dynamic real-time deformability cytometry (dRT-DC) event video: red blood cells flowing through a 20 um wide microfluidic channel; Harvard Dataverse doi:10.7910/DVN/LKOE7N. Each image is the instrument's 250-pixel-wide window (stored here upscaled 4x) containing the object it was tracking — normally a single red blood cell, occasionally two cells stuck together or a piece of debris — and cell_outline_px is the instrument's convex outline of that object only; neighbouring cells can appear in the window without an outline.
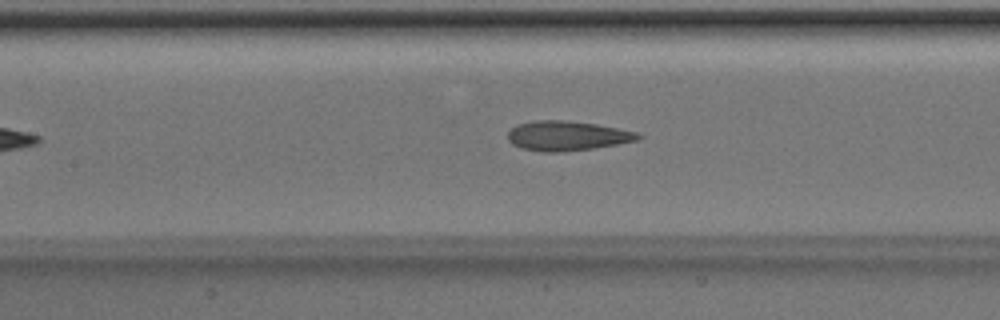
{"species": "Egyptian fruit bat (a non-hibernating species)", "species_latin": "Rousettus aegyptiacus", "temperature_condition": "room temperature", "stored_images_in_passage": 42, "camera_frame_rate_fps": 3000, "um_per_image_px": 0.085, "animal": {"sex": "male"}, "frame": {"image": 1, "passage_image": 14, "time_ms": 4.333, "image_size_px": [1000, 320], "cell_outline_px": [[644, 136], [640, 140], [592, 148], [560, 152], [540, 152], [520, 148], [512, 144], [508, 140], [508, 132], [516, 124], [536, 120], [564, 120], [596, 124], [636, 132]], "centroid_in_image_um": [48.18, 11.54], "position_along_channel_um": 159.2, "area_um2": 22.54}}
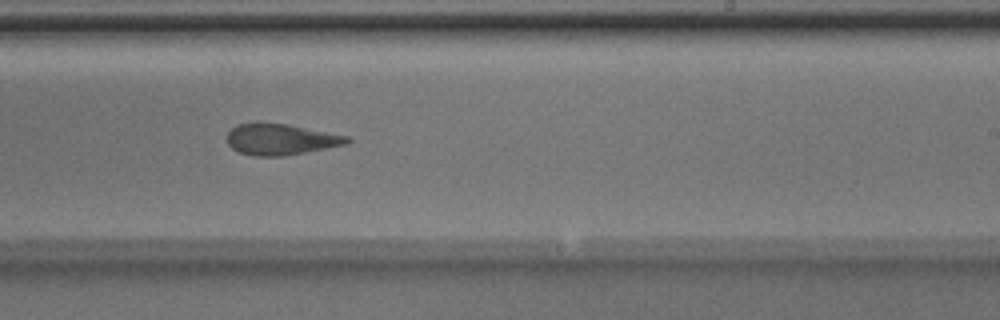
{"frame": {"image": 2, "passage_image": 22, "time_ms": 7.0, "image_size_px": [1000, 320], "cell_outline_px": [[352, 140], [348, 144], [304, 152], [280, 156], [252, 156], [240, 152], [232, 148], [228, 144], [228, 132], [236, 124], [256, 120], [288, 124], [348, 136]], "centroid_in_image_um": [23.82, 11.81], "position_along_channel_um": 265.2, "area_um2": 22.08}}
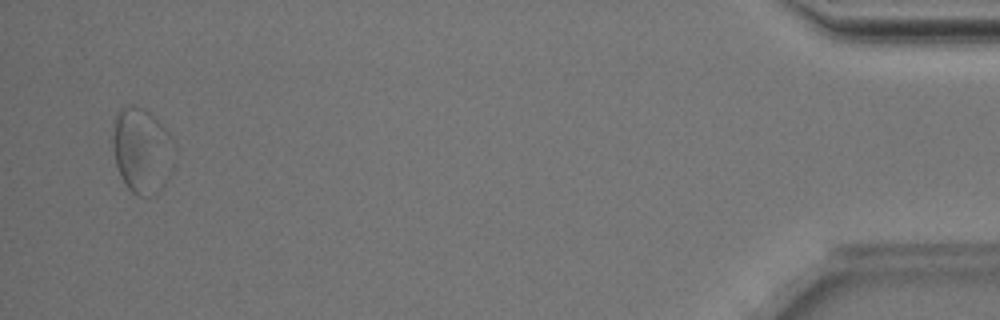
{"frame": {"image": 3, "passage_image": 40, "time_ms": 13.0, "image_size_px": [1000, 320], "cell_outline_px": [[176, 164], [172, 172], [164, 184], [152, 196], [140, 196], [132, 192], [124, 184], [116, 164], [112, 140], [112, 136], [116, 116], [124, 108], [132, 104], [148, 112], [168, 132], [176, 144]], "centroid_in_image_um": [12.12, 12.84], "position_along_channel_um": 423.1, "area_um2": 30.81}, "authors_computed_cell_mechanics": {"area_um2": 22.4553, "velocity_mm_per_s": 4.0032, "shape_relaxation_time_tau1_ms": 5.2183, "shape_relaxation_time_tau2_ms": 2.4297, "deformation_change_tau1": 0.1326, "deformation_change_tau2": 0.1091}}